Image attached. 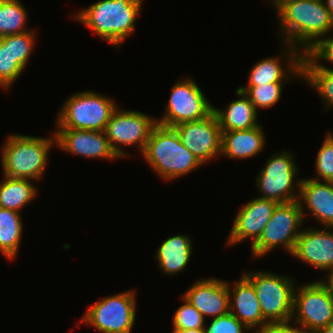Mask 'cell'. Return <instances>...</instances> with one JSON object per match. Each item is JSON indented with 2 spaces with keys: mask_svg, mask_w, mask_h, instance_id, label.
Wrapping results in <instances>:
<instances>
[{
  "mask_svg": "<svg viewBox=\"0 0 333 333\" xmlns=\"http://www.w3.org/2000/svg\"><path fill=\"white\" fill-rule=\"evenodd\" d=\"M284 84L283 82H273L256 86H241L238 89L244 92L256 110H258V108L266 109L276 104L281 97Z\"/></svg>",
  "mask_w": 333,
  "mask_h": 333,
  "instance_id": "28",
  "label": "cell"
},
{
  "mask_svg": "<svg viewBox=\"0 0 333 333\" xmlns=\"http://www.w3.org/2000/svg\"><path fill=\"white\" fill-rule=\"evenodd\" d=\"M293 154L286 151L273 154L267 159L266 166L263 167L256 178L257 187L262 196L259 198L286 203L299 199V192L295 194L294 178L298 172V167L293 159Z\"/></svg>",
  "mask_w": 333,
  "mask_h": 333,
  "instance_id": "11",
  "label": "cell"
},
{
  "mask_svg": "<svg viewBox=\"0 0 333 333\" xmlns=\"http://www.w3.org/2000/svg\"><path fill=\"white\" fill-rule=\"evenodd\" d=\"M156 125L157 119L147 114L117 108L112 113L105 132L111 149L120 158H124L128 153L118 145L125 147L137 145L142 153Z\"/></svg>",
  "mask_w": 333,
  "mask_h": 333,
  "instance_id": "10",
  "label": "cell"
},
{
  "mask_svg": "<svg viewBox=\"0 0 333 333\" xmlns=\"http://www.w3.org/2000/svg\"><path fill=\"white\" fill-rule=\"evenodd\" d=\"M324 4L327 8V10L329 11L331 17L333 18V0H323ZM327 2V3H325Z\"/></svg>",
  "mask_w": 333,
  "mask_h": 333,
  "instance_id": "37",
  "label": "cell"
},
{
  "mask_svg": "<svg viewBox=\"0 0 333 333\" xmlns=\"http://www.w3.org/2000/svg\"><path fill=\"white\" fill-rule=\"evenodd\" d=\"M56 145L52 137L43 138L11 134L2 147V169L6 177L39 180L44 176L50 148Z\"/></svg>",
  "mask_w": 333,
  "mask_h": 333,
  "instance_id": "4",
  "label": "cell"
},
{
  "mask_svg": "<svg viewBox=\"0 0 333 333\" xmlns=\"http://www.w3.org/2000/svg\"><path fill=\"white\" fill-rule=\"evenodd\" d=\"M248 329L230 312L214 318L208 327L205 326L206 333H243Z\"/></svg>",
  "mask_w": 333,
  "mask_h": 333,
  "instance_id": "33",
  "label": "cell"
},
{
  "mask_svg": "<svg viewBox=\"0 0 333 333\" xmlns=\"http://www.w3.org/2000/svg\"><path fill=\"white\" fill-rule=\"evenodd\" d=\"M27 16L19 0H0V38L30 31L25 28Z\"/></svg>",
  "mask_w": 333,
  "mask_h": 333,
  "instance_id": "27",
  "label": "cell"
},
{
  "mask_svg": "<svg viewBox=\"0 0 333 333\" xmlns=\"http://www.w3.org/2000/svg\"><path fill=\"white\" fill-rule=\"evenodd\" d=\"M113 99L93 91L78 92L64 103L57 117L58 128L105 131L117 109Z\"/></svg>",
  "mask_w": 333,
  "mask_h": 333,
  "instance_id": "6",
  "label": "cell"
},
{
  "mask_svg": "<svg viewBox=\"0 0 333 333\" xmlns=\"http://www.w3.org/2000/svg\"><path fill=\"white\" fill-rule=\"evenodd\" d=\"M37 196V189L28 179L4 176L0 183V208L17 212Z\"/></svg>",
  "mask_w": 333,
  "mask_h": 333,
  "instance_id": "25",
  "label": "cell"
},
{
  "mask_svg": "<svg viewBox=\"0 0 333 333\" xmlns=\"http://www.w3.org/2000/svg\"><path fill=\"white\" fill-rule=\"evenodd\" d=\"M299 191V203L302 207V215L304 217L303 204L316 218L318 222L325 227H333V182H326L315 179H301L295 182Z\"/></svg>",
  "mask_w": 333,
  "mask_h": 333,
  "instance_id": "19",
  "label": "cell"
},
{
  "mask_svg": "<svg viewBox=\"0 0 333 333\" xmlns=\"http://www.w3.org/2000/svg\"><path fill=\"white\" fill-rule=\"evenodd\" d=\"M328 274V280L327 281H324L330 288L331 290V293H332V296H333V271H331L330 273H327Z\"/></svg>",
  "mask_w": 333,
  "mask_h": 333,
  "instance_id": "36",
  "label": "cell"
},
{
  "mask_svg": "<svg viewBox=\"0 0 333 333\" xmlns=\"http://www.w3.org/2000/svg\"><path fill=\"white\" fill-rule=\"evenodd\" d=\"M243 275L253 284L267 322L291 320L295 289V282L291 278L262 271L246 272Z\"/></svg>",
  "mask_w": 333,
  "mask_h": 333,
  "instance_id": "8",
  "label": "cell"
},
{
  "mask_svg": "<svg viewBox=\"0 0 333 333\" xmlns=\"http://www.w3.org/2000/svg\"><path fill=\"white\" fill-rule=\"evenodd\" d=\"M326 60L333 64V35L322 38L310 50H308L302 60V69H324L333 71L319 64L318 60Z\"/></svg>",
  "mask_w": 333,
  "mask_h": 333,
  "instance_id": "30",
  "label": "cell"
},
{
  "mask_svg": "<svg viewBox=\"0 0 333 333\" xmlns=\"http://www.w3.org/2000/svg\"><path fill=\"white\" fill-rule=\"evenodd\" d=\"M291 320L265 322L254 333H302Z\"/></svg>",
  "mask_w": 333,
  "mask_h": 333,
  "instance_id": "34",
  "label": "cell"
},
{
  "mask_svg": "<svg viewBox=\"0 0 333 333\" xmlns=\"http://www.w3.org/2000/svg\"><path fill=\"white\" fill-rule=\"evenodd\" d=\"M277 204L276 201L259 197L246 203L234 219L227 244L235 245L252 238L253 246L259 240Z\"/></svg>",
  "mask_w": 333,
  "mask_h": 333,
  "instance_id": "15",
  "label": "cell"
},
{
  "mask_svg": "<svg viewBox=\"0 0 333 333\" xmlns=\"http://www.w3.org/2000/svg\"><path fill=\"white\" fill-rule=\"evenodd\" d=\"M135 291L102 298L87 308L81 322L101 333H131L136 318Z\"/></svg>",
  "mask_w": 333,
  "mask_h": 333,
  "instance_id": "9",
  "label": "cell"
},
{
  "mask_svg": "<svg viewBox=\"0 0 333 333\" xmlns=\"http://www.w3.org/2000/svg\"><path fill=\"white\" fill-rule=\"evenodd\" d=\"M317 178L326 182H333V134L328 133L317 153L316 158Z\"/></svg>",
  "mask_w": 333,
  "mask_h": 333,
  "instance_id": "32",
  "label": "cell"
},
{
  "mask_svg": "<svg viewBox=\"0 0 333 333\" xmlns=\"http://www.w3.org/2000/svg\"><path fill=\"white\" fill-rule=\"evenodd\" d=\"M35 30L0 38V87L10 89L34 49Z\"/></svg>",
  "mask_w": 333,
  "mask_h": 333,
  "instance_id": "14",
  "label": "cell"
},
{
  "mask_svg": "<svg viewBox=\"0 0 333 333\" xmlns=\"http://www.w3.org/2000/svg\"><path fill=\"white\" fill-rule=\"evenodd\" d=\"M228 282L216 278L196 281L184 294L188 300L205 318H214L229 313Z\"/></svg>",
  "mask_w": 333,
  "mask_h": 333,
  "instance_id": "18",
  "label": "cell"
},
{
  "mask_svg": "<svg viewBox=\"0 0 333 333\" xmlns=\"http://www.w3.org/2000/svg\"><path fill=\"white\" fill-rule=\"evenodd\" d=\"M184 305L180 306L173 319V328L178 329H199L205 328L203 315L182 296Z\"/></svg>",
  "mask_w": 333,
  "mask_h": 333,
  "instance_id": "31",
  "label": "cell"
},
{
  "mask_svg": "<svg viewBox=\"0 0 333 333\" xmlns=\"http://www.w3.org/2000/svg\"><path fill=\"white\" fill-rule=\"evenodd\" d=\"M302 78L325 102V109L333 106V71L324 69H302Z\"/></svg>",
  "mask_w": 333,
  "mask_h": 333,
  "instance_id": "29",
  "label": "cell"
},
{
  "mask_svg": "<svg viewBox=\"0 0 333 333\" xmlns=\"http://www.w3.org/2000/svg\"><path fill=\"white\" fill-rule=\"evenodd\" d=\"M291 321L302 333H318L333 321V296L323 280L295 287Z\"/></svg>",
  "mask_w": 333,
  "mask_h": 333,
  "instance_id": "5",
  "label": "cell"
},
{
  "mask_svg": "<svg viewBox=\"0 0 333 333\" xmlns=\"http://www.w3.org/2000/svg\"><path fill=\"white\" fill-rule=\"evenodd\" d=\"M236 93L239 99L230 102L227 109L213 107L222 132L246 130L260 125L256 121L258 112L249 98L240 89Z\"/></svg>",
  "mask_w": 333,
  "mask_h": 333,
  "instance_id": "23",
  "label": "cell"
},
{
  "mask_svg": "<svg viewBox=\"0 0 333 333\" xmlns=\"http://www.w3.org/2000/svg\"><path fill=\"white\" fill-rule=\"evenodd\" d=\"M303 220L302 207L298 200L278 203L259 240L252 246V256L262 257L278 245H282L287 253L292 255Z\"/></svg>",
  "mask_w": 333,
  "mask_h": 333,
  "instance_id": "7",
  "label": "cell"
},
{
  "mask_svg": "<svg viewBox=\"0 0 333 333\" xmlns=\"http://www.w3.org/2000/svg\"><path fill=\"white\" fill-rule=\"evenodd\" d=\"M318 333H333V321H331L326 327L322 328Z\"/></svg>",
  "mask_w": 333,
  "mask_h": 333,
  "instance_id": "38",
  "label": "cell"
},
{
  "mask_svg": "<svg viewBox=\"0 0 333 333\" xmlns=\"http://www.w3.org/2000/svg\"><path fill=\"white\" fill-rule=\"evenodd\" d=\"M181 143L204 165L221 153L222 130L212 112L206 118L187 121L173 127Z\"/></svg>",
  "mask_w": 333,
  "mask_h": 333,
  "instance_id": "13",
  "label": "cell"
},
{
  "mask_svg": "<svg viewBox=\"0 0 333 333\" xmlns=\"http://www.w3.org/2000/svg\"><path fill=\"white\" fill-rule=\"evenodd\" d=\"M230 288L228 282V292L230 295L229 312L232 315L251 330L257 329V327L267 322L262 315L260 303L253 284L244 275L234 284L233 293ZM232 300H234V302H231Z\"/></svg>",
  "mask_w": 333,
  "mask_h": 333,
  "instance_id": "21",
  "label": "cell"
},
{
  "mask_svg": "<svg viewBox=\"0 0 333 333\" xmlns=\"http://www.w3.org/2000/svg\"><path fill=\"white\" fill-rule=\"evenodd\" d=\"M21 218L17 211L0 208V251L10 260L19 252L23 231Z\"/></svg>",
  "mask_w": 333,
  "mask_h": 333,
  "instance_id": "26",
  "label": "cell"
},
{
  "mask_svg": "<svg viewBox=\"0 0 333 333\" xmlns=\"http://www.w3.org/2000/svg\"><path fill=\"white\" fill-rule=\"evenodd\" d=\"M54 134L56 146L66 152L86 158H120L111 149L105 131L59 128Z\"/></svg>",
  "mask_w": 333,
  "mask_h": 333,
  "instance_id": "16",
  "label": "cell"
},
{
  "mask_svg": "<svg viewBox=\"0 0 333 333\" xmlns=\"http://www.w3.org/2000/svg\"><path fill=\"white\" fill-rule=\"evenodd\" d=\"M142 0H101L74 15L106 42L119 46L134 33Z\"/></svg>",
  "mask_w": 333,
  "mask_h": 333,
  "instance_id": "2",
  "label": "cell"
},
{
  "mask_svg": "<svg viewBox=\"0 0 333 333\" xmlns=\"http://www.w3.org/2000/svg\"><path fill=\"white\" fill-rule=\"evenodd\" d=\"M192 241L187 235L168 237L158 248L156 257L165 274L176 275L186 269L192 253Z\"/></svg>",
  "mask_w": 333,
  "mask_h": 333,
  "instance_id": "24",
  "label": "cell"
},
{
  "mask_svg": "<svg viewBox=\"0 0 333 333\" xmlns=\"http://www.w3.org/2000/svg\"><path fill=\"white\" fill-rule=\"evenodd\" d=\"M261 125L251 129L222 132L221 153L229 159H248L259 154L265 146Z\"/></svg>",
  "mask_w": 333,
  "mask_h": 333,
  "instance_id": "22",
  "label": "cell"
},
{
  "mask_svg": "<svg viewBox=\"0 0 333 333\" xmlns=\"http://www.w3.org/2000/svg\"><path fill=\"white\" fill-rule=\"evenodd\" d=\"M314 228L301 230L297 239L293 256L314 266L316 269L333 271V231Z\"/></svg>",
  "mask_w": 333,
  "mask_h": 333,
  "instance_id": "17",
  "label": "cell"
},
{
  "mask_svg": "<svg viewBox=\"0 0 333 333\" xmlns=\"http://www.w3.org/2000/svg\"><path fill=\"white\" fill-rule=\"evenodd\" d=\"M208 101L196 81L189 77L176 82L172 88L166 113L157 124L174 127L187 121H197L206 118L213 112Z\"/></svg>",
  "mask_w": 333,
  "mask_h": 333,
  "instance_id": "12",
  "label": "cell"
},
{
  "mask_svg": "<svg viewBox=\"0 0 333 333\" xmlns=\"http://www.w3.org/2000/svg\"><path fill=\"white\" fill-rule=\"evenodd\" d=\"M273 6L281 24V39L303 54L333 30V18L323 0H277Z\"/></svg>",
  "mask_w": 333,
  "mask_h": 333,
  "instance_id": "1",
  "label": "cell"
},
{
  "mask_svg": "<svg viewBox=\"0 0 333 333\" xmlns=\"http://www.w3.org/2000/svg\"><path fill=\"white\" fill-rule=\"evenodd\" d=\"M286 45L287 46L285 48L289 49L285 52L287 55L285 58H287L286 65H288V68L284 69L285 66L282 67L283 65H281V62L283 61H280L276 57L265 58L256 63V65L251 69L247 84L248 86H256L258 84H268L273 82H286L287 77L289 79L290 74H294V76L296 75L297 77L299 76V78H302V60L304 54L293 45ZM284 79L286 80L284 81Z\"/></svg>",
  "mask_w": 333,
  "mask_h": 333,
  "instance_id": "20",
  "label": "cell"
},
{
  "mask_svg": "<svg viewBox=\"0 0 333 333\" xmlns=\"http://www.w3.org/2000/svg\"><path fill=\"white\" fill-rule=\"evenodd\" d=\"M172 333H206L205 328H199V329H178L173 328Z\"/></svg>",
  "mask_w": 333,
  "mask_h": 333,
  "instance_id": "35",
  "label": "cell"
},
{
  "mask_svg": "<svg viewBox=\"0 0 333 333\" xmlns=\"http://www.w3.org/2000/svg\"><path fill=\"white\" fill-rule=\"evenodd\" d=\"M164 180H172L197 169L202 163L182 143L173 127L157 124L141 153Z\"/></svg>",
  "mask_w": 333,
  "mask_h": 333,
  "instance_id": "3",
  "label": "cell"
}]
</instances>
